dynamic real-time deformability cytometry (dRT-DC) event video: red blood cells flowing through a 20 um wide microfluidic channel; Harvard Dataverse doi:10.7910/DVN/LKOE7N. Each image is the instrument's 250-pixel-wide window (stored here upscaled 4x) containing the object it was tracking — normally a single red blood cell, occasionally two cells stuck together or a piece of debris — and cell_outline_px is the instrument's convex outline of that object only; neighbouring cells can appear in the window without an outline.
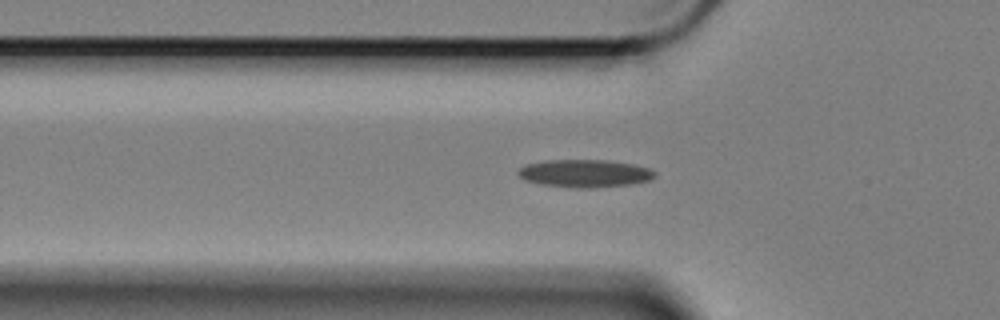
{"species": "Egyptian fruit bat (a non-hibernating species)", "species_latin": "Rousettus aegyptiacus", "temperature_condition": "cold", "stored_images_in_passage": 49, "camera_frame_rate_fps": 3000, "um_per_image_px": 0.085, "animal": {"sex": "female"}, "frame": {"image": 1, "passage_image": 15, "time_ms": 4.667, "image_size_px": [1000, 320], "cell_outline_px": [[656, 176], [648, 180], [632, 184], [596, 188], [576, 188], [540, 184], [524, 180], [516, 172], [520, 168], [528, 164], [544, 160], [604, 160], [632, 164], [648, 168], [656, 172]], "centroid_in_image_um": [49.69, 14.74], "position_along_channel_um": 76.1, "area_um2": 22.08}}
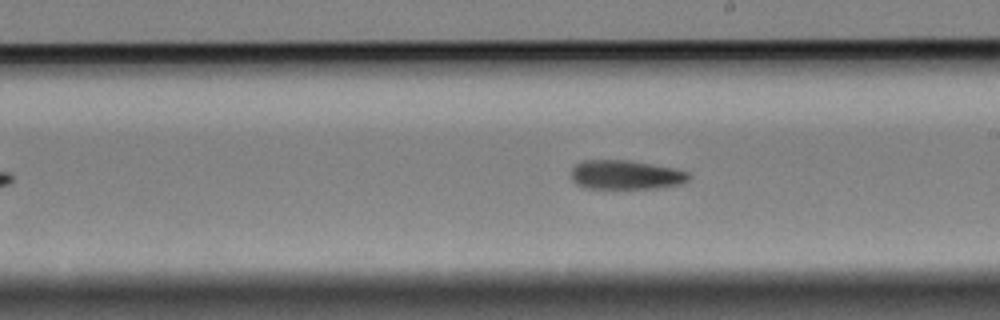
{"frame": {"image": 2, "passage_image": 29, "time_ms": 9.333, "image_size_px": [1000, 320], "cell_outline_px": [[692, 176], [684, 184], [660, 188], [584, 188], [576, 184], [572, 180], [572, 168], [576, 164], [584, 160], [628, 160], [672, 168], [688, 172]], "centroid_in_image_um": [53.21, 14.87], "position_along_channel_um": 235.8, "area_um2": 20.06}}
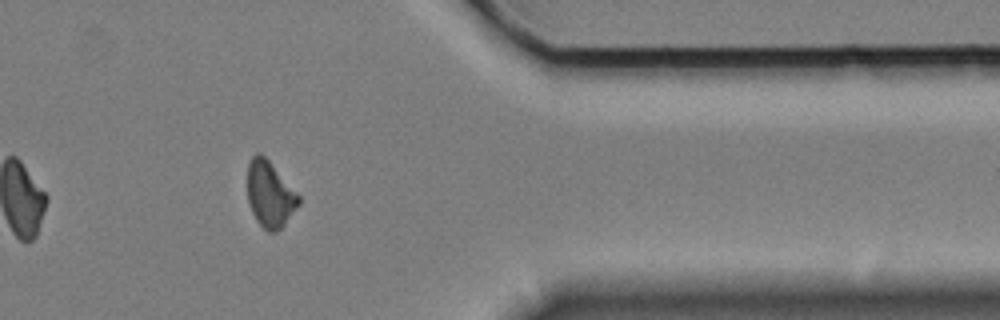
{"frame": {"image": 3, "passage_image": 44, "time_ms": 14.333, "image_size_px": [1000, 320], "cell_outline_px": [[300, 204], [284, 224], [276, 232], [268, 232], [256, 220], [252, 212], [248, 200], [248, 164], [252, 156], [256, 152], [260, 152], [268, 160], [300, 196]], "centroid_in_image_um": [22.94, 16.51], "position_along_channel_um": 388.5, "area_um2": 19.48}}